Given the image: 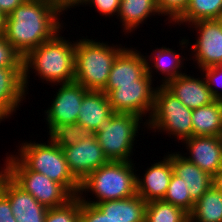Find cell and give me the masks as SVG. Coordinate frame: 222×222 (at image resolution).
Returning a JSON list of instances; mask_svg holds the SVG:
<instances>
[{
    "label": "cell",
    "instance_id": "24",
    "mask_svg": "<svg viewBox=\"0 0 222 222\" xmlns=\"http://www.w3.org/2000/svg\"><path fill=\"white\" fill-rule=\"evenodd\" d=\"M155 53V54H154ZM154 55V56H153ZM152 56V57H151ZM151 56H146V61H153V66L150 61L147 62V73L152 78V69L156 70L157 72H161L162 75H165L162 79L161 85H166L170 80L177 78L178 76L184 74L181 72L180 68L184 67L182 65V56H180L179 53H176L169 47H161L156 48V50H153V53ZM148 58V59H147ZM153 58V59H152ZM154 67V68H151ZM179 69V70H178Z\"/></svg>",
    "mask_w": 222,
    "mask_h": 222
},
{
    "label": "cell",
    "instance_id": "16",
    "mask_svg": "<svg viewBox=\"0 0 222 222\" xmlns=\"http://www.w3.org/2000/svg\"><path fill=\"white\" fill-rule=\"evenodd\" d=\"M145 171L143 178L137 175L136 194L146 203L163 200L173 174L171 160L166 156L160 162L151 164Z\"/></svg>",
    "mask_w": 222,
    "mask_h": 222
},
{
    "label": "cell",
    "instance_id": "11",
    "mask_svg": "<svg viewBox=\"0 0 222 222\" xmlns=\"http://www.w3.org/2000/svg\"><path fill=\"white\" fill-rule=\"evenodd\" d=\"M51 106L44 111L49 131L60 124L77 123L78 109L81 107L83 97L88 91L78 82L59 84Z\"/></svg>",
    "mask_w": 222,
    "mask_h": 222
},
{
    "label": "cell",
    "instance_id": "37",
    "mask_svg": "<svg viewBox=\"0 0 222 222\" xmlns=\"http://www.w3.org/2000/svg\"><path fill=\"white\" fill-rule=\"evenodd\" d=\"M25 1L26 0H0V12L4 17H6Z\"/></svg>",
    "mask_w": 222,
    "mask_h": 222
},
{
    "label": "cell",
    "instance_id": "21",
    "mask_svg": "<svg viewBox=\"0 0 222 222\" xmlns=\"http://www.w3.org/2000/svg\"><path fill=\"white\" fill-rule=\"evenodd\" d=\"M108 218L121 222H145L147 203L139 196L95 204Z\"/></svg>",
    "mask_w": 222,
    "mask_h": 222
},
{
    "label": "cell",
    "instance_id": "29",
    "mask_svg": "<svg viewBox=\"0 0 222 222\" xmlns=\"http://www.w3.org/2000/svg\"><path fill=\"white\" fill-rule=\"evenodd\" d=\"M163 201L183 209L188 214L192 212L195 204L190 197L189 188L174 172Z\"/></svg>",
    "mask_w": 222,
    "mask_h": 222
},
{
    "label": "cell",
    "instance_id": "27",
    "mask_svg": "<svg viewBox=\"0 0 222 222\" xmlns=\"http://www.w3.org/2000/svg\"><path fill=\"white\" fill-rule=\"evenodd\" d=\"M145 222H189V214L171 203L155 200L146 205Z\"/></svg>",
    "mask_w": 222,
    "mask_h": 222
},
{
    "label": "cell",
    "instance_id": "25",
    "mask_svg": "<svg viewBox=\"0 0 222 222\" xmlns=\"http://www.w3.org/2000/svg\"><path fill=\"white\" fill-rule=\"evenodd\" d=\"M189 222H222V192L212 185L195 202Z\"/></svg>",
    "mask_w": 222,
    "mask_h": 222
},
{
    "label": "cell",
    "instance_id": "36",
    "mask_svg": "<svg viewBox=\"0 0 222 222\" xmlns=\"http://www.w3.org/2000/svg\"><path fill=\"white\" fill-rule=\"evenodd\" d=\"M0 222H17L11 210L9 199L0 191Z\"/></svg>",
    "mask_w": 222,
    "mask_h": 222
},
{
    "label": "cell",
    "instance_id": "8",
    "mask_svg": "<svg viewBox=\"0 0 222 222\" xmlns=\"http://www.w3.org/2000/svg\"><path fill=\"white\" fill-rule=\"evenodd\" d=\"M6 158L5 172L45 207L62 206L74 197L63 185L30 170L16 155Z\"/></svg>",
    "mask_w": 222,
    "mask_h": 222
},
{
    "label": "cell",
    "instance_id": "9",
    "mask_svg": "<svg viewBox=\"0 0 222 222\" xmlns=\"http://www.w3.org/2000/svg\"><path fill=\"white\" fill-rule=\"evenodd\" d=\"M152 81L146 73L141 79L136 80V84L117 85V88L107 95L112 111L134 114L142 119L150 111L151 116L158 88L152 87Z\"/></svg>",
    "mask_w": 222,
    "mask_h": 222
},
{
    "label": "cell",
    "instance_id": "31",
    "mask_svg": "<svg viewBox=\"0 0 222 222\" xmlns=\"http://www.w3.org/2000/svg\"><path fill=\"white\" fill-rule=\"evenodd\" d=\"M0 67H23V56L5 39L0 31Z\"/></svg>",
    "mask_w": 222,
    "mask_h": 222
},
{
    "label": "cell",
    "instance_id": "34",
    "mask_svg": "<svg viewBox=\"0 0 222 222\" xmlns=\"http://www.w3.org/2000/svg\"><path fill=\"white\" fill-rule=\"evenodd\" d=\"M203 73L204 78L206 80L207 86L209 87L212 96L216 100H222V92H219L217 87L219 86L222 88V64L207 67L204 69H201ZM214 86V87H213Z\"/></svg>",
    "mask_w": 222,
    "mask_h": 222
},
{
    "label": "cell",
    "instance_id": "17",
    "mask_svg": "<svg viewBox=\"0 0 222 222\" xmlns=\"http://www.w3.org/2000/svg\"><path fill=\"white\" fill-rule=\"evenodd\" d=\"M164 86L190 109L209 105L216 100L207 86L204 75L203 78H196L184 73Z\"/></svg>",
    "mask_w": 222,
    "mask_h": 222
},
{
    "label": "cell",
    "instance_id": "4",
    "mask_svg": "<svg viewBox=\"0 0 222 222\" xmlns=\"http://www.w3.org/2000/svg\"><path fill=\"white\" fill-rule=\"evenodd\" d=\"M93 39H79L75 45V81L87 90L103 91L117 55L124 49Z\"/></svg>",
    "mask_w": 222,
    "mask_h": 222
},
{
    "label": "cell",
    "instance_id": "19",
    "mask_svg": "<svg viewBox=\"0 0 222 222\" xmlns=\"http://www.w3.org/2000/svg\"><path fill=\"white\" fill-rule=\"evenodd\" d=\"M173 166V172L179 176L189 188L191 199L196 202L212 186V176L197 165L188 161L179 152L166 155Z\"/></svg>",
    "mask_w": 222,
    "mask_h": 222
},
{
    "label": "cell",
    "instance_id": "10",
    "mask_svg": "<svg viewBox=\"0 0 222 222\" xmlns=\"http://www.w3.org/2000/svg\"><path fill=\"white\" fill-rule=\"evenodd\" d=\"M189 27H195L198 33L191 53L194 54L192 59L197 62L200 71L222 64V19L201 20Z\"/></svg>",
    "mask_w": 222,
    "mask_h": 222
},
{
    "label": "cell",
    "instance_id": "28",
    "mask_svg": "<svg viewBox=\"0 0 222 222\" xmlns=\"http://www.w3.org/2000/svg\"><path fill=\"white\" fill-rule=\"evenodd\" d=\"M95 133L79 123L55 125L49 131V139L61 148H68L83 139L90 138Z\"/></svg>",
    "mask_w": 222,
    "mask_h": 222
},
{
    "label": "cell",
    "instance_id": "32",
    "mask_svg": "<svg viewBox=\"0 0 222 222\" xmlns=\"http://www.w3.org/2000/svg\"><path fill=\"white\" fill-rule=\"evenodd\" d=\"M188 3L189 0H156V5L161 15L168 16V22L173 24L184 13Z\"/></svg>",
    "mask_w": 222,
    "mask_h": 222
},
{
    "label": "cell",
    "instance_id": "6",
    "mask_svg": "<svg viewBox=\"0 0 222 222\" xmlns=\"http://www.w3.org/2000/svg\"><path fill=\"white\" fill-rule=\"evenodd\" d=\"M148 129H156L185 140L193 136L192 109L187 108L165 86L160 85L155 93V104L151 116H147Z\"/></svg>",
    "mask_w": 222,
    "mask_h": 222
},
{
    "label": "cell",
    "instance_id": "14",
    "mask_svg": "<svg viewBox=\"0 0 222 222\" xmlns=\"http://www.w3.org/2000/svg\"><path fill=\"white\" fill-rule=\"evenodd\" d=\"M147 73L146 56L135 48H124L116 57L110 70L104 93L107 95L117 85L136 84Z\"/></svg>",
    "mask_w": 222,
    "mask_h": 222
},
{
    "label": "cell",
    "instance_id": "7",
    "mask_svg": "<svg viewBox=\"0 0 222 222\" xmlns=\"http://www.w3.org/2000/svg\"><path fill=\"white\" fill-rule=\"evenodd\" d=\"M140 116L113 113L95 133L104 155L109 161H132L133 145L140 129ZM139 128V129H138Z\"/></svg>",
    "mask_w": 222,
    "mask_h": 222
},
{
    "label": "cell",
    "instance_id": "39",
    "mask_svg": "<svg viewBox=\"0 0 222 222\" xmlns=\"http://www.w3.org/2000/svg\"><path fill=\"white\" fill-rule=\"evenodd\" d=\"M61 1L67 8H69L75 0H59Z\"/></svg>",
    "mask_w": 222,
    "mask_h": 222
},
{
    "label": "cell",
    "instance_id": "12",
    "mask_svg": "<svg viewBox=\"0 0 222 222\" xmlns=\"http://www.w3.org/2000/svg\"><path fill=\"white\" fill-rule=\"evenodd\" d=\"M62 150L69 170L79 182L109 162L95 134L71 147L62 148Z\"/></svg>",
    "mask_w": 222,
    "mask_h": 222
},
{
    "label": "cell",
    "instance_id": "33",
    "mask_svg": "<svg viewBox=\"0 0 222 222\" xmlns=\"http://www.w3.org/2000/svg\"><path fill=\"white\" fill-rule=\"evenodd\" d=\"M85 3V4H84ZM121 0H75L73 4L68 8L77 7L78 5H90V7H96L101 16L118 15ZM93 5V6H92ZM103 14V15H102Z\"/></svg>",
    "mask_w": 222,
    "mask_h": 222
},
{
    "label": "cell",
    "instance_id": "22",
    "mask_svg": "<svg viewBox=\"0 0 222 222\" xmlns=\"http://www.w3.org/2000/svg\"><path fill=\"white\" fill-rule=\"evenodd\" d=\"M193 136H222V100L192 109Z\"/></svg>",
    "mask_w": 222,
    "mask_h": 222
},
{
    "label": "cell",
    "instance_id": "23",
    "mask_svg": "<svg viewBox=\"0 0 222 222\" xmlns=\"http://www.w3.org/2000/svg\"><path fill=\"white\" fill-rule=\"evenodd\" d=\"M156 14L161 15L156 0H121L117 18L123 23V32L128 34L143 24L145 19Z\"/></svg>",
    "mask_w": 222,
    "mask_h": 222
},
{
    "label": "cell",
    "instance_id": "26",
    "mask_svg": "<svg viewBox=\"0 0 222 222\" xmlns=\"http://www.w3.org/2000/svg\"><path fill=\"white\" fill-rule=\"evenodd\" d=\"M222 19V0H189L184 13L174 22L190 25L201 20Z\"/></svg>",
    "mask_w": 222,
    "mask_h": 222
},
{
    "label": "cell",
    "instance_id": "1",
    "mask_svg": "<svg viewBox=\"0 0 222 222\" xmlns=\"http://www.w3.org/2000/svg\"><path fill=\"white\" fill-rule=\"evenodd\" d=\"M64 10L68 8L59 0H26L4 18L2 33L24 57L62 30L65 24L59 20Z\"/></svg>",
    "mask_w": 222,
    "mask_h": 222
},
{
    "label": "cell",
    "instance_id": "40",
    "mask_svg": "<svg viewBox=\"0 0 222 222\" xmlns=\"http://www.w3.org/2000/svg\"><path fill=\"white\" fill-rule=\"evenodd\" d=\"M4 16L1 14L0 12V31H2V28H3V24H4Z\"/></svg>",
    "mask_w": 222,
    "mask_h": 222
},
{
    "label": "cell",
    "instance_id": "20",
    "mask_svg": "<svg viewBox=\"0 0 222 222\" xmlns=\"http://www.w3.org/2000/svg\"><path fill=\"white\" fill-rule=\"evenodd\" d=\"M77 123L96 133L101 125L114 113L106 93L88 90L78 109Z\"/></svg>",
    "mask_w": 222,
    "mask_h": 222
},
{
    "label": "cell",
    "instance_id": "38",
    "mask_svg": "<svg viewBox=\"0 0 222 222\" xmlns=\"http://www.w3.org/2000/svg\"><path fill=\"white\" fill-rule=\"evenodd\" d=\"M212 185L222 192V166L220 169L212 176Z\"/></svg>",
    "mask_w": 222,
    "mask_h": 222
},
{
    "label": "cell",
    "instance_id": "30",
    "mask_svg": "<svg viewBox=\"0 0 222 222\" xmlns=\"http://www.w3.org/2000/svg\"><path fill=\"white\" fill-rule=\"evenodd\" d=\"M45 222H80L79 196H74L62 206L48 208Z\"/></svg>",
    "mask_w": 222,
    "mask_h": 222
},
{
    "label": "cell",
    "instance_id": "15",
    "mask_svg": "<svg viewBox=\"0 0 222 222\" xmlns=\"http://www.w3.org/2000/svg\"><path fill=\"white\" fill-rule=\"evenodd\" d=\"M183 143H186L189 151V156L184 158L210 176L222 166V136H192Z\"/></svg>",
    "mask_w": 222,
    "mask_h": 222
},
{
    "label": "cell",
    "instance_id": "41",
    "mask_svg": "<svg viewBox=\"0 0 222 222\" xmlns=\"http://www.w3.org/2000/svg\"><path fill=\"white\" fill-rule=\"evenodd\" d=\"M1 169H3V170H0V177L5 172V168H1Z\"/></svg>",
    "mask_w": 222,
    "mask_h": 222
},
{
    "label": "cell",
    "instance_id": "5",
    "mask_svg": "<svg viewBox=\"0 0 222 222\" xmlns=\"http://www.w3.org/2000/svg\"><path fill=\"white\" fill-rule=\"evenodd\" d=\"M49 140L47 145L23 142L16 156L30 170L44 174L52 181L63 185L73 196H78L80 182L69 170L62 148Z\"/></svg>",
    "mask_w": 222,
    "mask_h": 222
},
{
    "label": "cell",
    "instance_id": "2",
    "mask_svg": "<svg viewBox=\"0 0 222 222\" xmlns=\"http://www.w3.org/2000/svg\"><path fill=\"white\" fill-rule=\"evenodd\" d=\"M57 33L51 40L40 44L23 57V84L28 91L29 71L43 81L59 85L75 81V45ZM31 69V70H30ZM56 83V84H55Z\"/></svg>",
    "mask_w": 222,
    "mask_h": 222
},
{
    "label": "cell",
    "instance_id": "18",
    "mask_svg": "<svg viewBox=\"0 0 222 222\" xmlns=\"http://www.w3.org/2000/svg\"><path fill=\"white\" fill-rule=\"evenodd\" d=\"M25 94L23 67H0V122L16 112Z\"/></svg>",
    "mask_w": 222,
    "mask_h": 222
},
{
    "label": "cell",
    "instance_id": "35",
    "mask_svg": "<svg viewBox=\"0 0 222 222\" xmlns=\"http://www.w3.org/2000/svg\"><path fill=\"white\" fill-rule=\"evenodd\" d=\"M80 222H121L111 220L96 205L80 200Z\"/></svg>",
    "mask_w": 222,
    "mask_h": 222
},
{
    "label": "cell",
    "instance_id": "3",
    "mask_svg": "<svg viewBox=\"0 0 222 222\" xmlns=\"http://www.w3.org/2000/svg\"><path fill=\"white\" fill-rule=\"evenodd\" d=\"M132 161H109L80 182L82 202L97 204L103 201L130 198L136 195L137 174ZM135 170V172H134ZM95 194V201L86 200L83 192Z\"/></svg>",
    "mask_w": 222,
    "mask_h": 222
},
{
    "label": "cell",
    "instance_id": "13",
    "mask_svg": "<svg viewBox=\"0 0 222 222\" xmlns=\"http://www.w3.org/2000/svg\"><path fill=\"white\" fill-rule=\"evenodd\" d=\"M0 191L9 199L17 222H45L48 208L21 188L6 172L0 177Z\"/></svg>",
    "mask_w": 222,
    "mask_h": 222
}]
</instances>
